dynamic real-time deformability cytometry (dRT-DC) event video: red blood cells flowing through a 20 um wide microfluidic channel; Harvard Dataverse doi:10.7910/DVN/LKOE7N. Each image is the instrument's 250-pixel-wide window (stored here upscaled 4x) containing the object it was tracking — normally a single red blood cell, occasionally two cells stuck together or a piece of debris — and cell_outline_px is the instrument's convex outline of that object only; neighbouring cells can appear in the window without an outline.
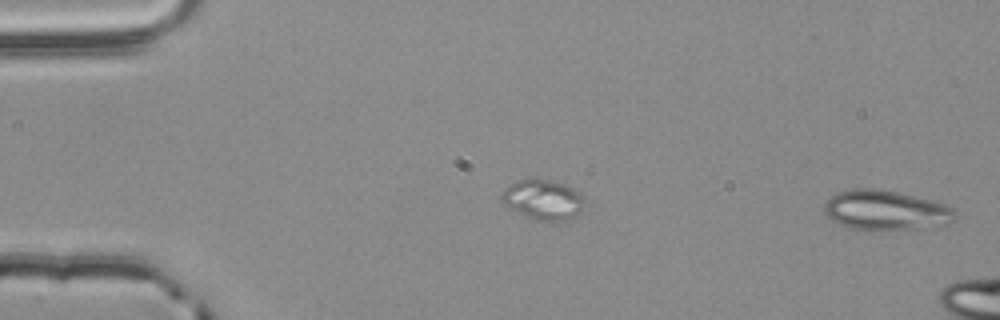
{"species": "common noctule bat (a hibernating species)", "species_latin": "Nyctalus noctula", "temperature_condition": "room temperature", "stored_images_in_passage": 8, "camera_frame_rate_fps": 3000, "um_per_image_px": 0.085, "animal": {"sex": "male", "body_mass_g": 20.4}, "frame": {"image": 1, "passage_image": 1, "time_ms": 0.0, "image_size_px": [1000, 320], "cell_outline_px": [[956, 216], [952, 220], [944, 224], [916, 228], [876, 232], [872, 232], [848, 228], [836, 224], [824, 212], [824, 204], [832, 196], [840, 192], [852, 188], [876, 188], [896, 192], [944, 204], [952, 208], [956, 212]], "centroid_in_image_um": [75.21, 17.9], "position_along_channel_um": 9.8, "area_um2": 30.46}}